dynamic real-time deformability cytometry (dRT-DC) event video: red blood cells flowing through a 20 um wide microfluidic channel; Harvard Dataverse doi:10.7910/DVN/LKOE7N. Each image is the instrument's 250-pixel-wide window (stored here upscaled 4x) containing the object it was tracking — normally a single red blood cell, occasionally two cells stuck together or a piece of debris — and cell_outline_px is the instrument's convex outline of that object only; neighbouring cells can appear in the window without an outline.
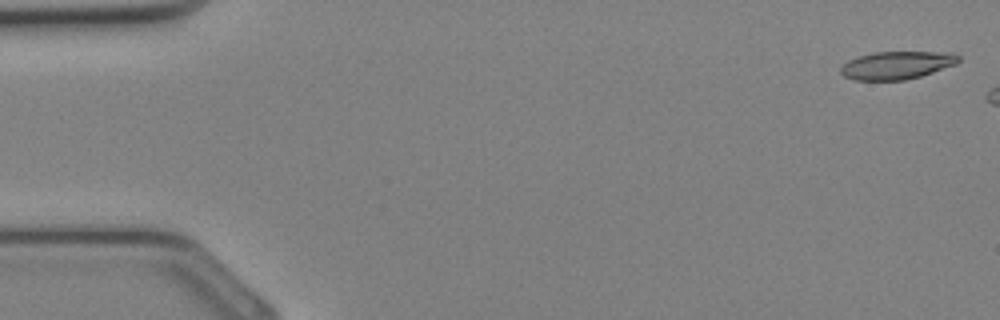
{"species": "Egyptian fruit bat (a non-hibernating species)", "species_latin": "Rousettus aegyptiacus", "temperature_condition": "cold", "stored_images_in_passage": 6, "camera_frame_rate_fps": 3000, "um_per_image_px": 0.085, "animal": {"sex": "female"}, "frame": {"image": 1, "passage_image": 1, "time_ms": 0.0, "image_size_px": [1000, 320], "cell_outline_px": [[960, 60], [956, 64], [920, 76], [904, 80], [856, 80], [844, 76], [840, 72], [840, 68], [848, 60], [860, 56], [876, 52], [952, 52], [960, 56]], "centroid_in_image_um": [76.24, 5.54], "position_along_channel_um": 8.8, "area_um2": 19.02}}